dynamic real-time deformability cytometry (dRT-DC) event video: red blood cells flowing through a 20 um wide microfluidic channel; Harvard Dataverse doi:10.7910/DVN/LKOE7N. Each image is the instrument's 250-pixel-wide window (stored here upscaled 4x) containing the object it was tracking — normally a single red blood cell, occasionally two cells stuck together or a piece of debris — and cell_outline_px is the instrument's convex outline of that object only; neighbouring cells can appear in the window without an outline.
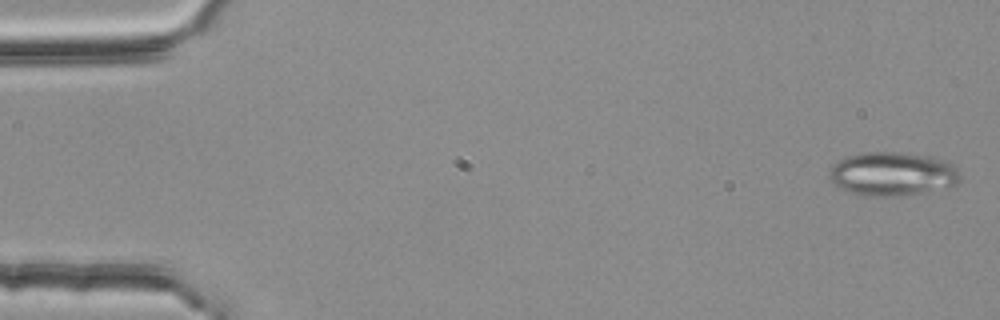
{"species": "common noctule bat (a hibernating species)", "species_latin": "Nyctalus noctula", "temperature_condition": "room temperature", "stored_images_in_passage": 4, "camera_frame_rate_fps": 3000, "um_per_image_px": 0.085, "animal": {"sex": "female", "body_mass_g": 25.1}, "frame": {"image": 1, "passage_image": 1, "time_ms": 0.0, "image_size_px": [1000, 320], "cell_outline_px": [[960, 180], [956, 184], [920, 192], [900, 196], [860, 196], [840, 188], [828, 176], [828, 172], [840, 160], [848, 156], [864, 152], [892, 152], [928, 156], [948, 160], [956, 168], [960, 176]], "centroid_in_image_um": [75.85, 14.78], "position_along_channel_um": 9.2, "area_um2": 32.95}}